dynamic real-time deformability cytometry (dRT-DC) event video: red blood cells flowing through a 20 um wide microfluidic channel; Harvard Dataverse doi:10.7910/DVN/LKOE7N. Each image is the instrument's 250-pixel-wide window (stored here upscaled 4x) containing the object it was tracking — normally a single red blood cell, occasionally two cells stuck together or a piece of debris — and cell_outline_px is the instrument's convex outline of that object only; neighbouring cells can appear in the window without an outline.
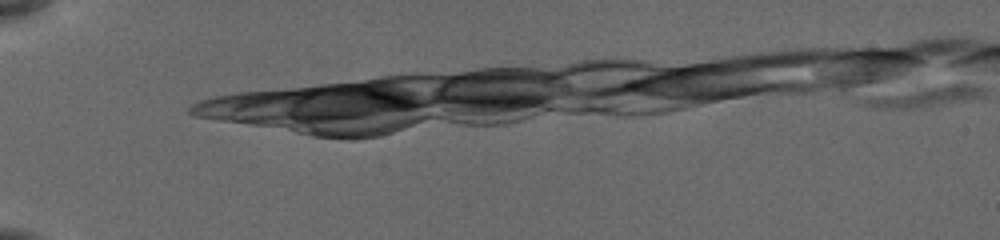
{"species": "common noctule bat (a hibernating species)", "species_latin": "Nyctalus noctula", "temperature_condition": "cold", "stored_images_in_passage": 1, "camera_frame_rate_fps": 3000, "um_per_image_px": 0.085, "animal": {"sex": "female", "body_mass_g": 19.5, "forearm_length_mm": 54.1}, "frame": {"image": 1, "passage_image": 1, "time_ms": 0.0, "image_size_px": [1000, 240], "cell_outline_px": [[984, 96], [964, 100], [916, 108], [880, 108], [864, 104], [868, 100], [876, 96], [956, 84], [960, 84], [980, 88]], "centroid_in_image_um": [78.71, 8.25], "position_along_channel_um": 6.3, "area_um2": 12.43}}